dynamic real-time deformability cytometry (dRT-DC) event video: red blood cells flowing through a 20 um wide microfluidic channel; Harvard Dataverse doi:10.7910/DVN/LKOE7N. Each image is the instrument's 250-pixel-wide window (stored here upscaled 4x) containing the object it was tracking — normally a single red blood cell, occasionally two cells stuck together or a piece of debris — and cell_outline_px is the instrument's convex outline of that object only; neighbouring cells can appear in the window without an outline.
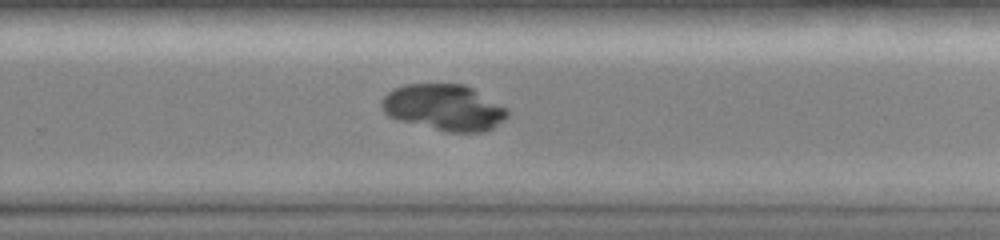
{"species": "common noctule bat (a hibernating species)", "species_latin": "Nyctalus noctula", "temperature_condition": "room temperature", "stored_images_in_passage": 47, "camera_frame_rate_fps": 3000, "um_per_image_px": 0.085, "animal": {"sex": "female", "body_mass_g": 19.0, "forearm_length_mm": 51.5}, "frame": {"image": 1, "passage_image": 31, "time_ms": 10.0, "image_size_px": [1000, 240], "cell_outline_px": [[508, 116], [492, 128], [484, 132], [448, 132], [400, 120], [388, 116], [380, 108], [380, 100], [392, 88], [404, 84], [464, 84], [472, 88], [508, 108]], "centroid_in_image_um": [37.72, 9.12], "position_along_channel_um": 292.1, "area_um2": 33.87}}
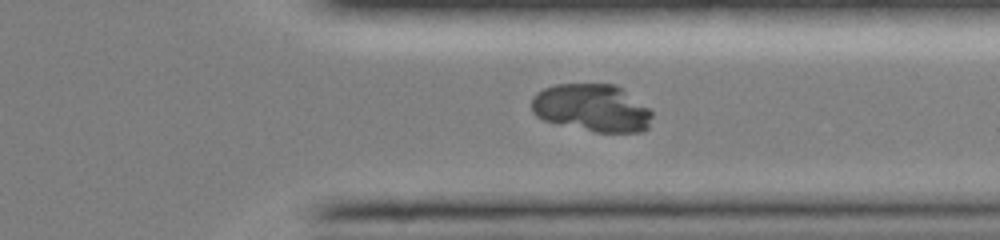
{"frame": {"image": 2, "passage_image": 36, "time_ms": 11.667, "image_size_px": [1000, 240], "cell_outline_px": [[652, 116], [648, 128], [640, 132], [596, 132], [544, 120], [536, 116], [532, 112], [532, 96], [536, 92], [544, 88], [556, 84], [616, 84], [648, 108], [652, 112]], "centroid_in_image_um": [50.3, 9.17], "position_along_channel_um": 361.1, "area_um2": 33.29}}
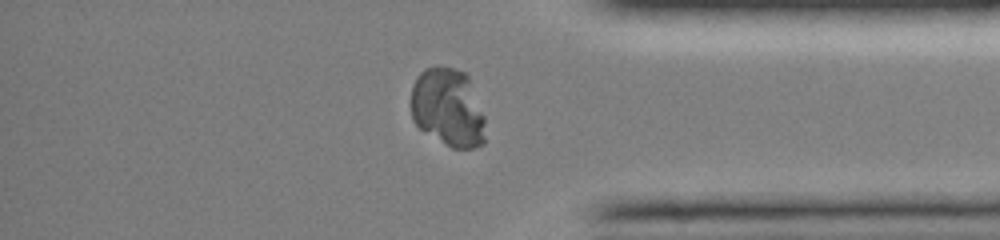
{"frame": {"image": 3, "passage_image": 39, "time_ms": 12.667, "image_size_px": [1000, 240], "cell_outline_px": [[484, 144], [472, 148], [452, 148], [420, 128], [412, 120], [412, 84], [420, 72], [424, 68], [452, 68], [464, 72], [468, 76], [484, 116]], "centroid_in_image_um": [38.07, 9.15], "position_along_channel_um": 397.1, "area_um2": 33.52}}